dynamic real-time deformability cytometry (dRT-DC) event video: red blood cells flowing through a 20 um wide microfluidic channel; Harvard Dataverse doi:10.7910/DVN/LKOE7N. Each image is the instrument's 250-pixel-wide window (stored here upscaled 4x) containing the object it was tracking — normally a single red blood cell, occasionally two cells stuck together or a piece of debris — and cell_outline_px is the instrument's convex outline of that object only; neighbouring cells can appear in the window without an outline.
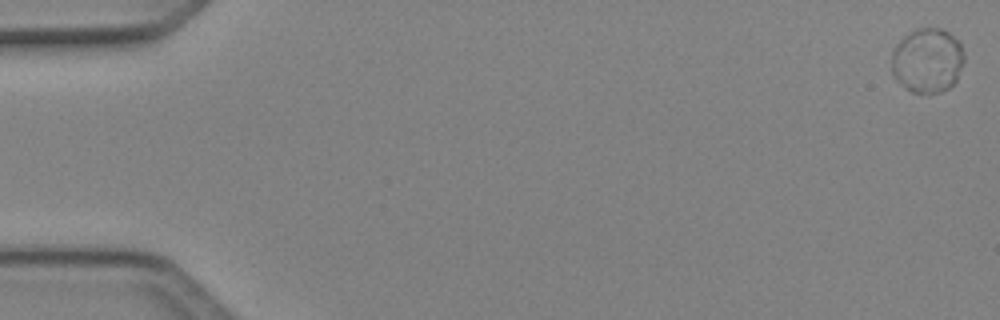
{"species": "Egyptian fruit bat (a non-hibernating species)", "species_latin": "Rousettus aegyptiacus", "temperature_condition": "cold", "stored_images_in_passage": 51, "camera_frame_rate_fps": 3000, "um_per_image_px": 0.085, "animal": {"sex": "female"}, "frame": {"image": 1, "passage_image": 1, "time_ms": 0.0, "image_size_px": [1000, 320], "cell_outline_px": [[964, 64], [956, 80], [948, 88], [940, 92], [912, 92], [896, 80], [892, 72], [892, 48], [908, 32], [916, 28], [940, 28], [948, 32], [960, 40], [964, 52]], "centroid_in_image_um": [78.84, 5.1], "position_along_channel_um": 6.2, "area_um2": 27.57}}
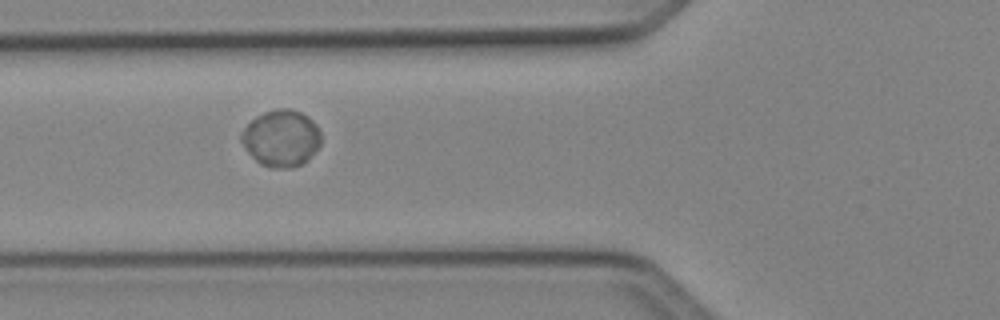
{"frame": {"image": 2, "passage_image": 20, "time_ms": 6.333, "image_size_px": [1000, 320], "cell_outline_px": [[320, 144], [308, 160], [300, 164], [288, 168], [272, 168], [260, 164], [248, 152], [240, 140], [240, 136], [244, 128], [256, 116], [264, 112], [276, 108], [288, 108], [300, 112], [308, 116], [316, 124], [320, 132]], "centroid_in_image_um": [23.9, 11.74], "position_along_channel_um": 101.9, "area_um2": 26.24}}
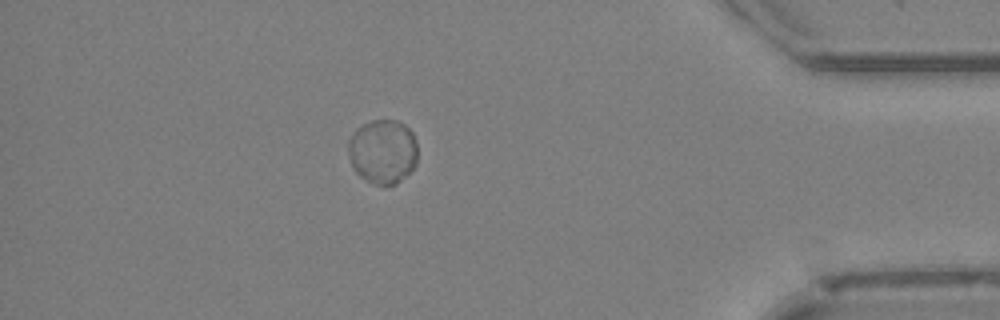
{"frame": {"image": 3, "passage_image": 45, "time_ms": 14.667, "image_size_px": [1000, 320], "cell_outline_px": [[416, 164], [396, 184], [376, 184], [360, 176], [356, 172], [352, 164], [348, 152], [348, 140], [352, 132], [356, 128], [372, 120], [396, 120], [404, 124], [412, 132], [416, 140]], "centroid_in_image_um": [32.52, 12.84], "position_along_channel_um": 402.7, "area_um2": 25.78}, "authors_computed_cell_mechanics": {"area_um2": 26.0678, "velocity_mm_per_s": 4.0605, "shape_relaxation_time_tau1_ms": 1.9534, "shape_relaxation_time_tau2_ms": null, "deformation_change_tau1": 0.0199, "deformation_change_tau2": null}}